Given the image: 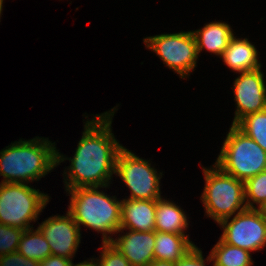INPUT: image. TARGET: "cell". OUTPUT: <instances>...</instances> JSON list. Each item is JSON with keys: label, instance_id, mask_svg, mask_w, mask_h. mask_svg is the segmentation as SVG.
<instances>
[{"label": "cell", "instance_id": "22", "mask_svg": "<svg viewBox=\"0 0 266 266\" xmlns=\"http://www.w3.org/2000/svg\"><path fill=\"white\" fill-rule=\"evenodd\" d=\"M24 229L0 224V256L16 252Z\"/></svg>", "mask_w": 266, "mask_h": 266}, {"label": "cell", "instance_id": "15", "mask_svg": "<svg viewBox=\"0 0 266 266\" xmlns=\"http://www.w3.org/2000/svg\"><path fill=\"white\" fill-rule=\"evenodd\" d=\"M192 32L196 39L198 55L205 48L221 57L234 36L230 25L224 22H210L202 29Z\"/></svg>", "mask_w": 266, "mask_h": 266}, {"label": "cell", "instance_id": "18", "mask_svg": "<svg viewBox=\"0 0 266 266\" xmlns=\"http://www.w3.org/2000/svg\"><path fill=\"white\" fill-rule=\"evenodd\" d=\"M206 261H213V266L253 265L250 251L227 244L221 238L212 248Z\"/></svg>", "mask_w": 266, "mask_h": 266}, {"label": "cell", "instance_id": "21", "mask_svg": "<svg viewBox=\"0 0 266 266\" xmlns=\"http://www.w3.org/2000/svg\"><path fill=\"white\" fill-rule=\"evenodd\" d=\"M245 201L247 208L256 209L253 206L256 203L257 209L264 210L266 207V170L245 182Z\"/></svg>", "mask_w": 266, "mask_h": 266}, {"label": "cell", "instance_id": "4", "mask_svg": "<svg viewBox=\"0 0 266 266\" xmlns=\"http://www.w3.org/2000/svg\"><path fill=\"white\" fill-rule=\"evenodd\" d=\"M203 168L205 187L201 195L205 212L218 224L247 208L245 182L224 173L217 165Z\"/></svg>", "mask_w": 266, "mask_h": 266}, {"label": "cell", "instance_id": "11", "mask_svg": "<svg viewBox=\"0 0 266 266\" xmlns=\"http://www.w3.org/2000/svg\"><path fill=\"white\" fill-rule=\"evenodd\" d=\"M50 245L52 255L74 257L81 243L80 228L67 211L66 216H52L37 227Z\"/></svg>", "mask_w": 266, "mask_h": 266}, {"label": "cell", "instance_id": "7", "mask_svg": "<svg viewBox=\"0 0 266 266\" xmlns=\"http://www.w3.org/2000/svg\"><path fill=\"white\" fill-rule=\"evenodd\" d=\"M115 174L131 191L128 199L157 200L161 198L159 174L149 161L139 158L123 147L116 158Z\"/></svg>", "mask_w": 266, "mask_h": 266}, {"label": "cell", "instance_id": "23", "mask_svg": "<svg viewBox=\"0 0 266 266\" xmlns=\"http://www.w3.org/2000/svg\"><path fill=\"white\" fill-rule=\"evenodd\" d=\"M102 252L98 261L99 266H131L124 255L110 242H102Z\"/></svg>", "mask_w": 266, "mask_h": 266}, {"label": "cell", "instance_id": "13", "mask_svg": "<svg viewBox=\"0 0 266 266\" xmlns=\"http://www.w3.org/2000/svg\"><path fill=\"white\" fill-rule=\"evenodd\" d=\"M156 200L123 199L120 230L150 232L155 230Z\"/></svg>", "mask_w": 266, "mask_h": 266}, {"label": "cell", "instance_id": "5", "mask_svg": "<svg viewBox=\"0 0 266 266\" xmlns=\"http://www.w3.org/2000/svg\"><path fill=\"white\" fill-rule=\"evenodd\" d=\"M214 164L224 173L246 182L266 170V151L236 125H231Z\"/></svg>", "mask_w": 266, "mask_h": 266}, {"label": "cell", "instance_id": "8", "mask_svg": "<svg viewBox=\"0 0 266 266\" xmlns=\"http://www.w3.org/2000/svg\"><path fill=\"white\" fill-rule=\"evenodd\" d=\"M145 47L154 51L169 69L181 78L190 76L198 59L197 43L192 31L161 34L144 38Z\"/></svg>", "mask_w": 266, "mask_h": 266}, {"label": "cell", "instance_id": "2", "mask_svg": "<svg viewBox=\"0 0 266 266\" xmlns=\"http://www.w3.org/2000/svg\"><path fill=\"white\" fill-rule=\"evenodd\" d=\"M55 142L35 137L11 143L0 151V176L3 183H29L40 180L57 167Z\"/></svg>", "mask_w": 266, "mask_h": 266}, {"label": "cell", "instance_id": "1", "mask_svg": "<svg viewBox=\"0 0 266 266\" xmlns=\"http://www.w3.org/2000/svg\"><path fill=\"white\" fill-rule=\"evenodd\" d=\"M116 107L108 112L96 114L86 121L73 158H64L57 152V165L64 160L71 161L64 171L65 190L79 187H108L115 174L116 158L123 148L112 133L111 124Z\"/></svg>", "mask_w": 266, "mask_h": 266}, {"label": "cell", "instance_id": "14", "mask_svg": "<svg viewBox=\"0 0 266 266\" xmlns=\"http://www.w3.org/2000/svg\"><path fill=\"white\" fill-rule=\"evenodd\" d=\"M221 57L229 68L238 73L261 69L257 49L247 38L233 36Z\"/></svg>", "mask_w": 266, "mask_h": 266}, {"label": "cell", "instance_id": "12", "mask_svg": "<svg viewBox=\"0 0 266 266\" xmlns=\"http://www.w3.org/2000/svg\"><path fill=\"white\" fill-rule=\"evenodd\" d=\"M110 243L124 255L131 266H148L154 260L155 230H129L118 239L112 238Z\"/></svg>", "mask_w": 266, "mask_h": 266}, {"label": "cell", "instance_id": "26", "mask_svg": "<svg viewBox=\"0 0 266 266\" xmlns=\"http://www.w3.org/2000/svg\"><path fill=\"white\" fill-rule=\"evenodd\" d=\"M71 264V259L55 255H50L40 262V266H71Z\"/></svg>", "mask_w": 266, "mask_h": 266}, {"label": "cell", "instance_id": "6", "mask_svg": "<svg viewBox=\"0 0 266 266\" xmlns=\"http://www.w3.org/2000/svg\"><path fill=\"white\" fill-rule=\"evenodd\" d=\"M49 202L48 194L26 183H0V224L21 229L33 228L40 212Z\"/></svg>", "mask_w": 266, "mask_h": 266}, {"label": "cell", "instance_id": "28", "mask_svg": "<svg viewBox=\"0 0 266 266\" xmlns=\"http://www.w3.org/2000/svg\"><path fill=\"white\" fill-rule=\"evenodd\" d=\"M93 260H95V258H92L91 261L85 260V261L80 262L78 264H73V262H72L71 266H99L98 261L95 262Z\"/></svg>", "mask_w": 266, "mask_h": 266}, {"label": "cell", "instance_id": "16", "mask_svg": "<svg viewBox=\"0 0 266 266\" xmlns=\"http://www.w3.org/2000/svg\"><path fill=\"white\" fill-rule=\"evenodd\" d=\"M188 225L183 209L162 197L156 200L155 231L187 235Z\"/></svg>", "mask_w": 266, "mask_h": 266}, {"label": "cell", "instance_id": "24", "mask_svg": "<svg viewBox=\"0 0 266 266\" xmlns=\"http://www.w3.org/2000/svg\"><path fill=\"white\" fill-rule=\"evenodd\" d=\"M0 266H40V261L29 259L18 251L0 256Z\"/></svg>", "mask_w": 266, "mask_h": 266}, {"label": "cell", "instance_id": "17", "mask_svg": "<svg viewBox=\"0 0 266 266\" xmlns=\"http://www.w3.org/2000/svg\"><path fill=\"white\" fill-rule=\"evenodd\" d=\"M194 246L188 235L155 231L154 259L176 263Z\"/></svg>", "mask_w": 266, "mask_h": 266}, {"label": "cell", "instance_id": "19", "mask_svg": "<svg viewBox=\"0 0 266 266\" xmlns=\"http://www.w3.org/2000/svg\"><path fill=\"white\" fill-rule=\"evenodd\" d=\"M17 251L26 258L40 262L52 255L49 243L38 228L34 231L32 228L24 230Z\"/></svg>", "mask_w": 266, "mask_h": 266}, {"label": "cell", "instance_id": "25", "mask_svg": "<svg viewBox=\"0 0 266 266\" xmlns=\"http://www.w3.org/2000/svg\"><path fill=\"white\" fill-rule=\"evenodd\" d=\"M174 266H206L202 251L194 246Z\"/></svg>", "mask_w": 266, "mask_h": 266}, {"label": "cell", "instance_id": "27", "mask_svg": "<svg viewBox=\"0 0 266 266\" xmlns=\"http://www.w3.org/2000/svg\"><path fill=\"white\" fill-rule=\"evenodd\" d=\"M148 266H174L173 262L154 259Z\"/></svg>", "mask_w": 266, "mask_h": 266}, {"label": "cell", "instance_id": "10", "mask_svg": "<svg viewBox=\"0 0 266 266\" xmlns=\"http://www.w3.org/2000/svg\"><path fill=\"white\" fill-rule=\"evenodd\" d=\"M234 99L237 105L232 125L251 113L266 109V86L260 69L240 72L234 81Z\"/></svg>", "mask_w": 266, "mask_h": 266}, {"label": "cell", "instance_id": "29", "mask_svg": "<svg viewBox=\"0 0 266 266\" xmlns=\"http://www.w3.org/2000/svg\"><path fill=\"white\" fill-rule=\"evenodd\" d=\"M2 8H3V1L0 0V17H1V13H2Z\"/></svg>", "mask_w": 266, "mask_h": 266}, {"label": "cell", "instance_id": "3", "mask_svg": "<svg viewBox=\"0 0 266 266\" xmlns=\"http://www.w3.org/2000/svg\"><path fill=\"white\" fill-rule=\"evenodd\" d=\"M98 187H79L66 190L71 194L68 212L79 226L84 225L98 233L102 232V242H110L108 234L118 233L121 222L122 200L106 195Z\"/></svg>", "mask_w": 266, "mask_h": 266}, {"label": "cell", "instance_id": "20", "mask_svg": "<svg viewBox=\"0 0 266 266\" xmlns=\"http://www.w3.org/2000/svg\"><path fill=\"white\" fill-rule=\"evenodd\" d=\"M236 126L266 151V109L246 115Z\"/></svg>", "mask_w": 266, "mask_h": 266}, {"label": "cell", "instance_id": "9", "mask_svg": "<svg viewBox=\"0 0 266 266\" xmlns=\"http://www.w3.org/2000/svg\"><path fill=\"white\" fill-rule=\"evenodd\" d=\"M219 225L223 228L220 238L227 244L250 252L266 246V214L262 209L246 208Z\"/></svg>", "mask_w": 266, "mask_h": 266}]
</instances>
